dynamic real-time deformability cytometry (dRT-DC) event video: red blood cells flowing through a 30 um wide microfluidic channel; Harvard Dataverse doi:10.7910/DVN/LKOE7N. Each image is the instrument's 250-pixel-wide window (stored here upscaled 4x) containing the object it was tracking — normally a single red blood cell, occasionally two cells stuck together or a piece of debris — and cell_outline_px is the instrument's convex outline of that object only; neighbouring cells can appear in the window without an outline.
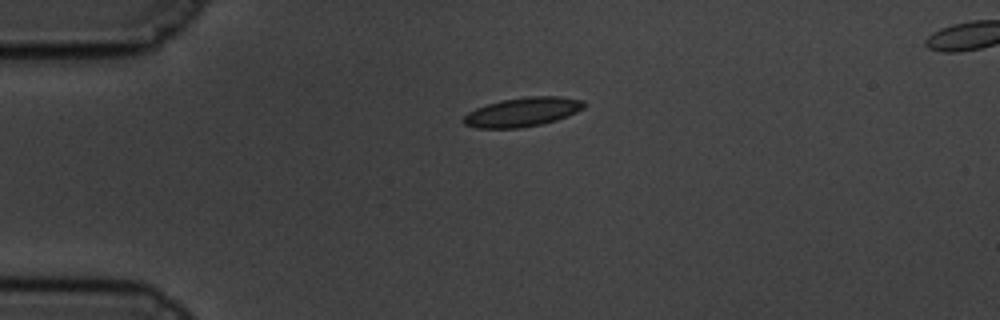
{"species": "common noctule bat (a hibernating species)", "species_latin": "Nyctalus noctula", "temperature_condition": "cold", "stored_images_in_passage": 47, "camera_frame_rate_fps": 3000, "um_per_image_px": 0.085, "animal": {"sex": "male", "body_mass_g": 19.5, "forearm_length_mm": 54.6}, "frame": {"image": 1, "passage_image": 1, "time_ms": 0.0, "image_size_px": [1000, 320], "cell_outline_px": [[584, 108], [568, 116], [556, 120], [540, 124], [520, 128], [476, 128], [464, 124], [460, 120], [468, 112], [476, 108], [500, 100], [524, 96], [560, 96], [584, 100]], "centroid_in_image_um": [44.39, 9.51], "position_along_channel_um": 40.6, "area_um2": 20.58}}
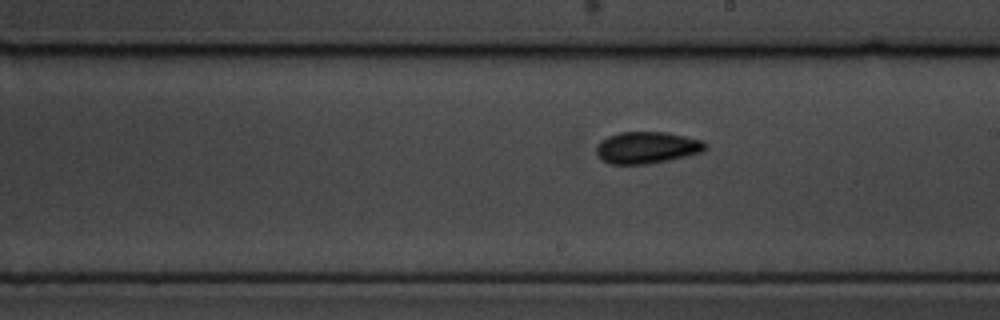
{"frame": {"image": 2, "passage_image": 21, "time_ms": 6.667, "image_size_px": [1000, 320], "cell_outline_px": [[708, 148], [704, 152], [668, 160], [648, 164], [612, 164], [604, 160], [596, 152], [596, 148], [600, 140], [608, 136], [620, 132], [664, 132], [704, 140], [708, 144]], "centroid_in_image_um": [55.04, 12.54], "position_along_channel_um": 234.0, "area_um2": 20.23}}
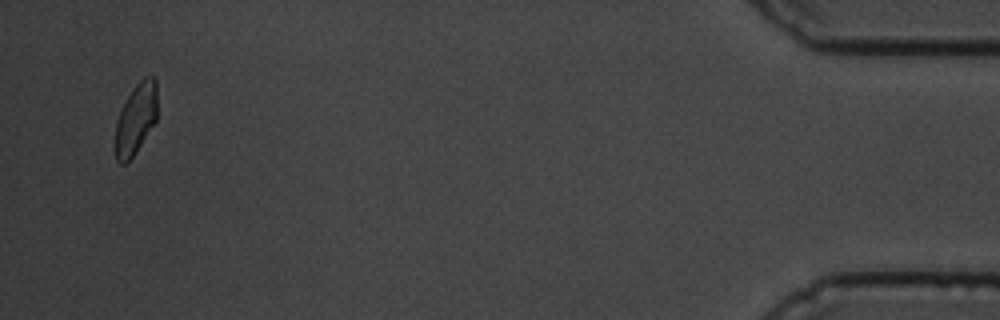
{"frame": {"image": 3, "passage_image": 45, "time_ms": 14.667, "image_size_px": [1000, 320], "cell_outline_px": [[156, 120], [136, 152], [124, 164], [120, 164], [116, 160], [116, 120], [132, 88], [144, 76], [152, 76], [156, 80]], "centroid_in_image_um": [11.55, 10.08], "position_along_channel_um": 423.7, "area_um2": 16.99}, "authors_computed_cell_mechanics": {"area_um2": 19.0162, "velocity_mm_per_s": 3.3507, "shape_relaxation_time_tau1_ms": 4.6036, "shape_relaxation_time_tau2_ms": 2.9169, "deformation_change_tau1": 0.0989, "deformation_change_tau2": 0.0812}}